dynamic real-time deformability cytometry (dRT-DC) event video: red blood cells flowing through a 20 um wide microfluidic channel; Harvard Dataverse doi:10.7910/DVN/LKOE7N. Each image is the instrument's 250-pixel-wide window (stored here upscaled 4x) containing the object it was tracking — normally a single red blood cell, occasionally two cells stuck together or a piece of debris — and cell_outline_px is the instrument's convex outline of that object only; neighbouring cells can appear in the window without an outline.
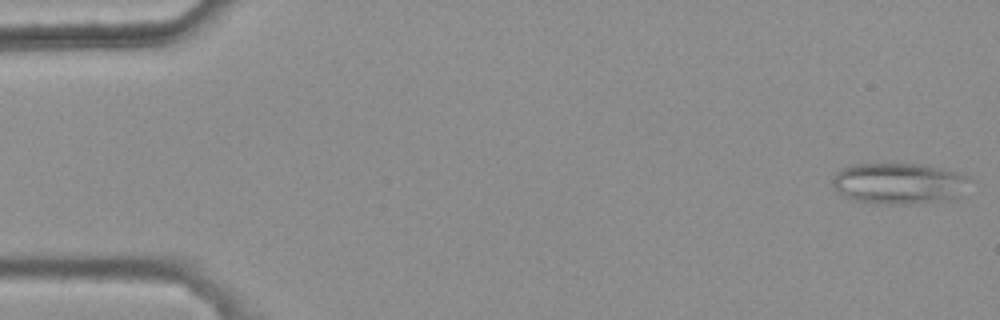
{"species": "common noctule bat (a hibernating species)", "species_latin": "Nyctalus noctula", "temperature_condition": "warm", "stored_images_in_passage": 4, "camera_frame_rate_fps": 3000, "um_per_image_px": 0.085, "animal": {"sex": "female", "body_mass_g": 25.1}, "frame": {"image": 1, "passage_image": 1, "time_ms": 0.0, "image_size_px": [1000, 320], "cell_outline_px": [[972, 180], [960, 196], [940, 200], [912, 204], [884, 204], [856, 200], [840, 192], [832, 184], [832, 180], [836, 172], [840, 168], [852, 164], [928, 164], [956, 172], [968, 176]], "centroid_in_image_um": [76.44, 15.57], "position_along_channel_um": 8.6, "area_um2": 32.77}}
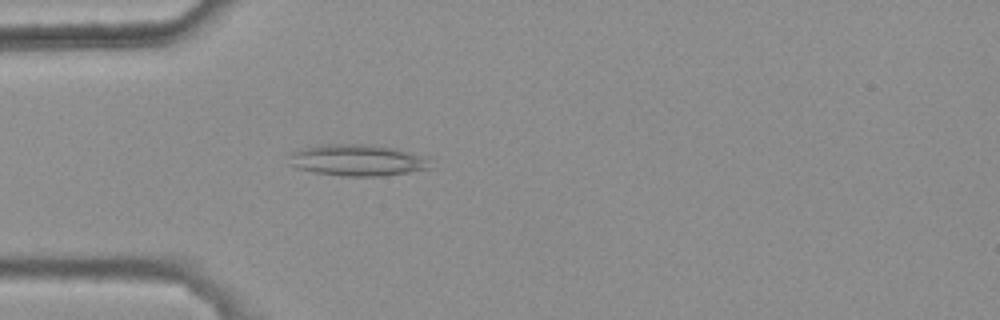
{"frame": {"image": 2, "passage_image": 4, "time_ms": 1.0, "image_size_px": [1000, 320], "cell_outline_px": [[436, 168], [380, 176], [344, 176], [316, 172], [296, 168], [288, 164], [292, 152], [304, 148], [320, 144], [364, 144], [396, 148], [432, 156]], "centroid_in_image_um": [30.54, 13.61], "position_along_channel_um": 54.5, "area_um2": 26.53}}